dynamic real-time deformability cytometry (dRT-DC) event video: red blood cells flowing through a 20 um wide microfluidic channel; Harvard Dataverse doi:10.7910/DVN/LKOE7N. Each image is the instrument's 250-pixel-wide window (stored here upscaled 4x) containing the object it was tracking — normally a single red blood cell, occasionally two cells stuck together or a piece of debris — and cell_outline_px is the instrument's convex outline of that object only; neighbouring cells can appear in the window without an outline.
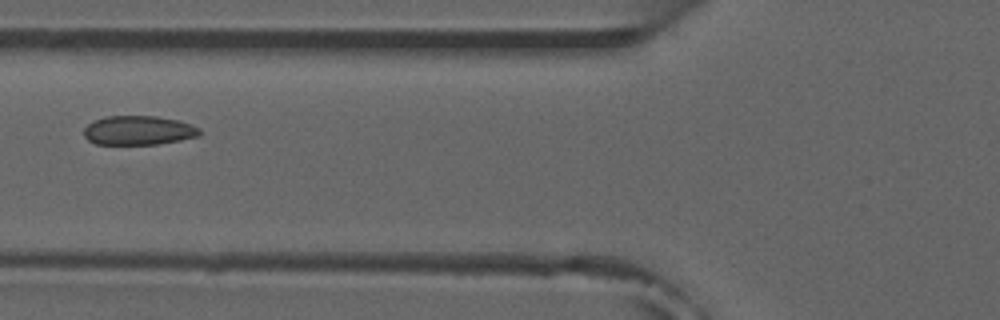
{"species": "common noctule bat (a hibernating species)", "species_latin": "Nyctalus noctula", "temperature_condition": "room temperature", "stored_images_in_passage": 3, "camera_frame_rate_fps": 3000, "um_per_image_px": 0.085, "animal": {"sex": "male", "forearm_length_mm": 52.5}, "frame": {"image": 1, "passage_image": 3, "time_ms": 2.333, "image_size_px": [1000, 320], "cell_outline_px": [[200, 136], [180, 140], [156, 144], [96, 144], [88, 140], [84, 136], [84, 128], [88, 124], [96, 120], [108, 116], [156, 116], [176, 120], [192, 124], [200, 128]], "centroid_in_image_um": [11.79, 11.08], "position_along_channel_um": 114.0, "area_um2": 19.59}}